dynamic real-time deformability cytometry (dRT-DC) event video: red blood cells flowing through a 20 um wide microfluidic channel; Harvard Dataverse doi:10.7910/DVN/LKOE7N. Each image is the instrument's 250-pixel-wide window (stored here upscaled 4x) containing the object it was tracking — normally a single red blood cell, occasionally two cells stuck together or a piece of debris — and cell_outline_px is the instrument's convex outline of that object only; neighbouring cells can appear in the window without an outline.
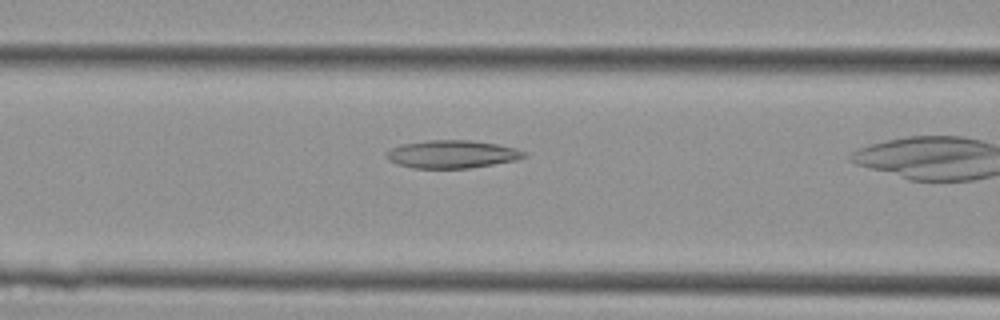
{"species": "Egyptian fruit bat (a non-hibernating species)", "species_latin": "Rousettus aegyptiacus", "temperature_condition": "cold", "stored_images_in_passage": 26, "camera_frame_rate_fps": 3000, "um_per_image_px": 0.085, "animal": {"sex": "female"}, "frame": {"image": 1, "passage_image": 17, "time_ms": 5.333, "image_size_px": [1000, 320], "cell_outline_px": [[528, 156], [516, 160], [468, 168], [412, 168], [388, 160], [384, 156], [384, 152], [392, 148], [404, 144], [428, 140], [472, 140], [496, 144], [516, 148], [528, 152]], "centroid_in_image_um": [38.44, 13.1], "position_along_channel_um": 128.2, "area_um2": 22.37}}